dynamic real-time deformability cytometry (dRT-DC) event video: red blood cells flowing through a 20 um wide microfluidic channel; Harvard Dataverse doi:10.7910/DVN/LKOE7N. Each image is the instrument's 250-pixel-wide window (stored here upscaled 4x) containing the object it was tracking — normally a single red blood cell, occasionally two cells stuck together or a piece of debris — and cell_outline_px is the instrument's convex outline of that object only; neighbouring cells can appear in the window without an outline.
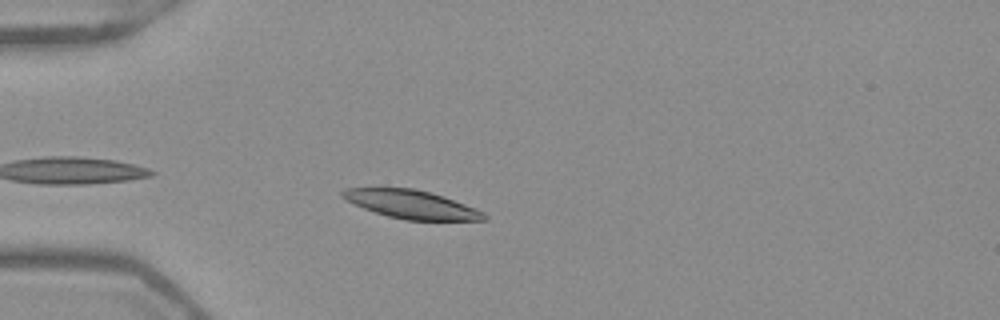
{"species": "Egyptian fruit bat (a non-hibernating species)", "species_latin": "Rousettus aegyptiacus", "temperature_condition": "warm", "stored_images_in_passage": 36, "camera_frame_rate_fps": 3000, "um_per_image_px": 0.085, "frame": {"image": 1, "passage_image": 3, "time_ms": 0.667, "image_size_px": [1000, 320], "cell_outline_px": [[488, 220], [404, 220], [388, 216], [364, 208], [340, 196], [340, 192], [344, 188], [412, 188], [444, 196], [484, 212], [488, 216]], "centroid_in_image_um": [34.98, 17.37], "position_along_channel_um": 50.0, "area_um2": 23.12}}
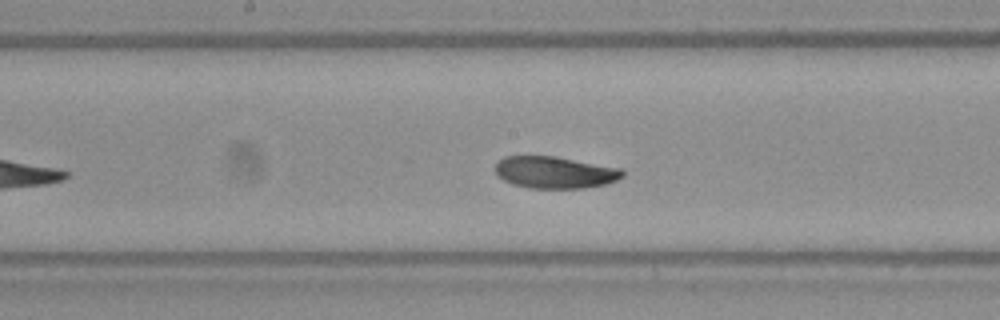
{"frame": {"image": 2, "passage_image": 16, "time_ms": 5.0, "image_size_px": [1000, 320], "cell_outline_px": [[624, 176], [616, 180], [604, 184], [584, 188], [528, 188], [512, 184], [496, 176], [492, 168], [504, 156], [556, 156], [620, 168], [624, 172]], "centroid_in_image_um": [47.11, 14.65], "position_along_channel_um": 201.1, "area_um2": 23.81}}
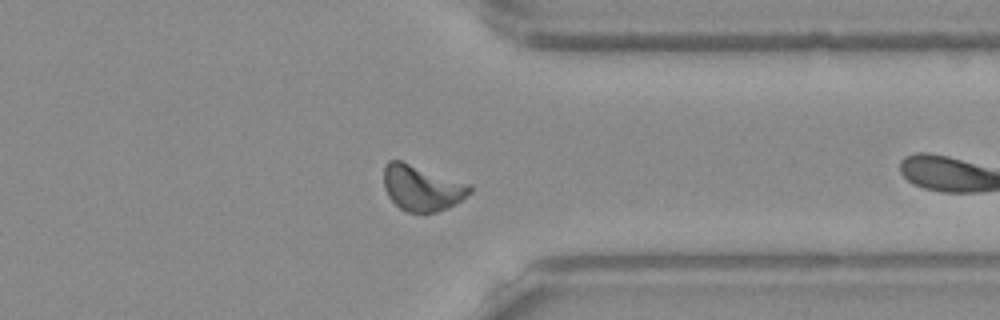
{"frame": {"image": 3, "passage_image": 26, "time_ms": 8.333, "image_size_px": [1000, 320], "cell_outline_px": [[472, 192], [448, 208], [436, 212], [408, 212], [400, 208], [388, 196], [384, 188], [384, 164], [388, 160], [400, 160], [472, 184]], "centroid_in_image_um": [35.86, 15.96], "position_along_channel_um": 375.5, "area_um2": 22.95}, "authors_computed_cell_mechanics": {"area_um2": 23.8714, "velocity_mm_per_s": 3.8773, "shape_relaxation_time_tau1_ms": 5.866, "shape_relaxation_time_tau2_ms": null, "deformation_change_tau1": 0.1668, "deformation_change_tau2": null}}